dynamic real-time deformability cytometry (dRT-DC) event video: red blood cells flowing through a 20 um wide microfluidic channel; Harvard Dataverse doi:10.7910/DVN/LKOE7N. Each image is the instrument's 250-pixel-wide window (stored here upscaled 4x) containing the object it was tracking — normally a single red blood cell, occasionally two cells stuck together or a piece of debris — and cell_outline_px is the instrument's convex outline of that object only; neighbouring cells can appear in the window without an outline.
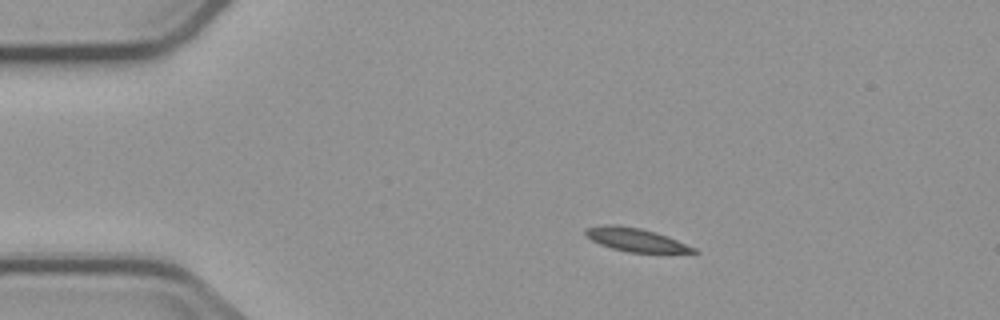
{"species": "common noctule bat (a hibernating species)", "species_latin": "Nyctalus noctula", "temperature_condition": "cold", "stored_images_in_passage": 4, "camera_frame_rate_fps": 3000, "um_per_image_px": 0.085, "animal": {"sex": "male", "body_mass_g": 23.1, "forearm_length_mm": 52.7}, "frame": {"image": 1, "passage_image": 1, "time_ms": 0.0, "image_size_px": [1000, 320], "cell_outline_px": [[700, 252], [628, 252], [612, 248], [600, 244], [584, 236], [584, 228], [604, 224], [616, 224], [640, 228], [656, 232], [668, 236], [696, 248]], "centroid_in_image_um": [53.98, 20.36], "position_along_channel_um": 31.0, "area_um2": 14.74}}
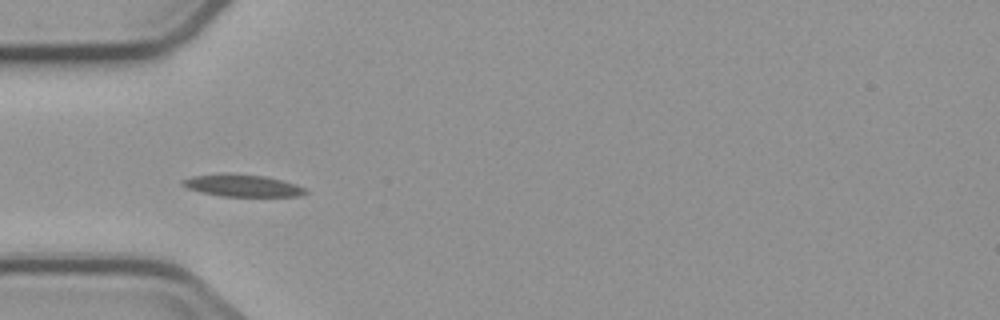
{"frame": {"image": 2, "passage_image": 3, "time_ms": 2.333, "image_size_px": [1000, 320], "cell_outline_px": [[308, 192], [300, 196], [220, 196], [200, 192], [188, 188], [180, 184], [180, 180], [192, 176], [224, 172], [264, 176], [296, 184], [304, 188]], "centroid_in_image_um": [20.53, 15.76], "position_along_channel_um": 64.5, "area_um2": 15.95}}
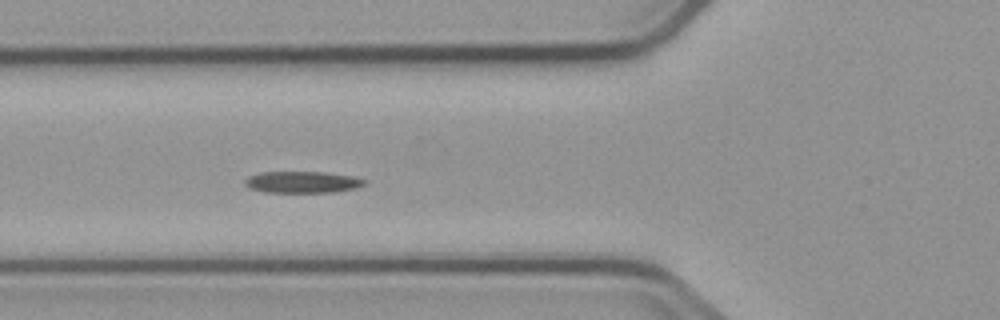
{"frame": {"image": 3, "passage_image": 4, "time_ms": 3.333, "image_size_px": [1000, 320], "cell_outline_px": [[364, 184], [356, 188], [332, 192], [264, 192], [248, 188], [244, 184], [244, 180], [248, 176], [260, 172], [324, 172], [352, 176], [364, 180]], "centroid_in_image_um": [25.62, 15.48], "position_along_channel_um": 100.2, "area_um2": 14.97}}